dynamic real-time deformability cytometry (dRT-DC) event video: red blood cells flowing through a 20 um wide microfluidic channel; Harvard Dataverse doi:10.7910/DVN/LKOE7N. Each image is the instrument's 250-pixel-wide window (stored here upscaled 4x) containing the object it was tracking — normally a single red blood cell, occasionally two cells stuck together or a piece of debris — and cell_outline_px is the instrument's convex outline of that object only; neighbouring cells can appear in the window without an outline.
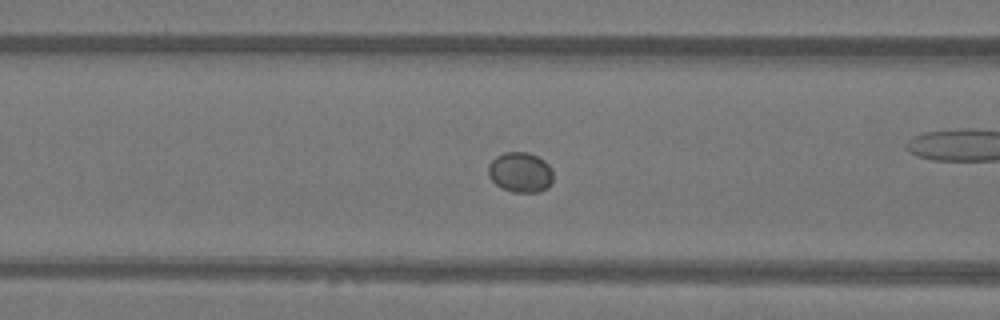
{"species": "Egyptian fruit bat (a non-hibernating species)", "species_latin": "Rousettus aegyptiacus", "temperature_condition": "warm", "stored_images_in_passage": 52, "camera_frame_rate_fps": 3000, "um_per_image_px": 0.085, "animal": {"sex": "female"}, "frame": {"image": 1, "passage_image": 21, "time_ms": 6.667, "image_size_px": [1000, 320], "cell_outline_px": [[552, 184], [548, 188], [540, 192], [512, 192], [496, 184], [488, 176], [488, 164], [496, 156], [504, 152], [528, 152], [544, 160], [552, 168]], "centroid_in_image_um": [44.24, 14.64], "position_along_channel_um": 122.4, "area_um2": 15.32}}
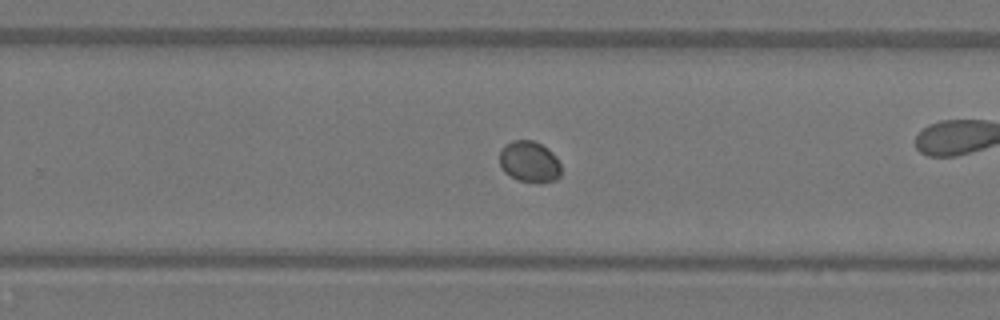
{"frame": {"image": 2, "passage_image": 33, "time_ms": 10.667, "image_size_px": [1000, 320], "cell_outline_px": [[560, 176], [556, 180], [540, 184], [516, 180], [504, 172], [500, 164], [500, 148], [504, 144], [512, 140], [532, 140], [548, 148], [556, 156], [560, 164]], "centroid_in_image_um": [44.99, 13.76], "position_along_channel_um": 284.8, "area_um2": 15.14}}
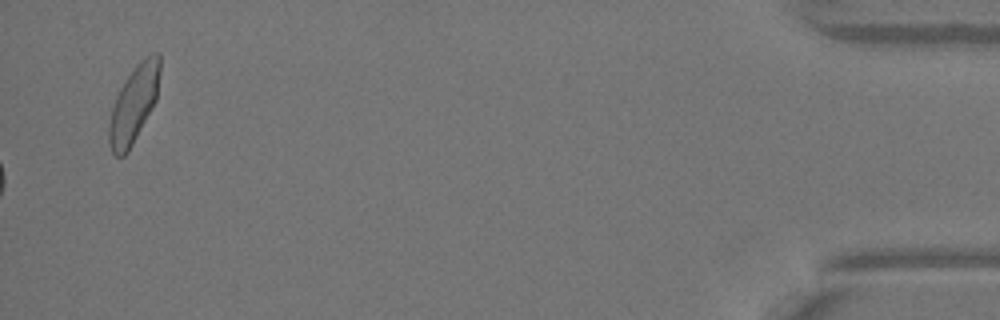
{"frame": {"image": 3, "passage_image": 52, "time_ms": 17.0, "image_size_px": [1000, 320], "cell_outline_px": [[160, 72], [156, 100], [152, 108], [128, 152], [124, 156], [116, 156], [112, 152], [108, 144], [108, 124], [112, 108], [116, 96], [120, 88], [136, 64], [140, 60], [152, 52], [160, 52]], "centroid_in_image_um": [11.37, 8.84], "position_along_channel_um": 423.8, "area_um2": 22.83}}